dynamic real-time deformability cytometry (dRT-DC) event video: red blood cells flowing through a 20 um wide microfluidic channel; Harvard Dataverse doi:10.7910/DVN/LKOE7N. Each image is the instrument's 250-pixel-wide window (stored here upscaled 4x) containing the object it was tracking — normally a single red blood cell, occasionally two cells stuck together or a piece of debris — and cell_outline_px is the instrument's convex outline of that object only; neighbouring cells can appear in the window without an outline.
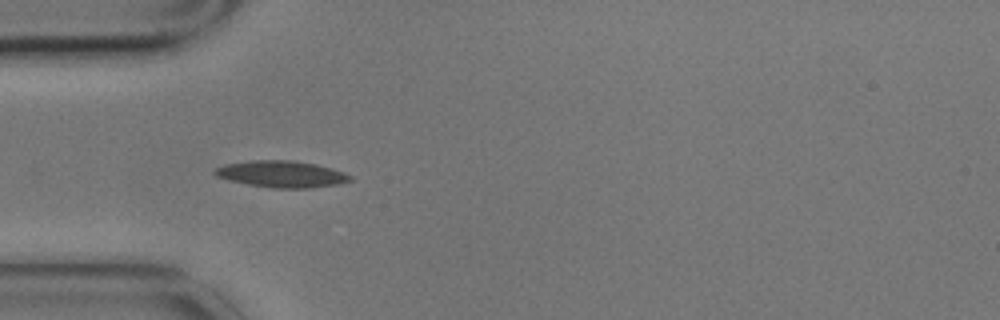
{"species": "common noctule bat (a hibernating species)", "species_latin": "Nyctalus noctula", "temperature_condition": "cold", "stored_images_in_passage": 5, "camera_frame_rate_fps": 3000, "um_per_image_px": 0.085, "animal": {"sex": "male", "body_mass_g": 17.9}, "frame": {"image": 1, "passage_image": 4, "time_ms": 1.0, "image_size_px": [1000, 320], "cell_outline_px": [[352, 180], [340, 184], [308, 188], [272, 188], [248, 184], [228, 180], [216, 176], [212, 172], [216, 168], [224, 164], [252, 160], [296, 160], [316, 164], [332, 168], [344, 172], [352, 176]], "centroid_in_image_um": [23.94, 14.79], "position_along_channel_um": 61.1, "area_um2": 21.15}}